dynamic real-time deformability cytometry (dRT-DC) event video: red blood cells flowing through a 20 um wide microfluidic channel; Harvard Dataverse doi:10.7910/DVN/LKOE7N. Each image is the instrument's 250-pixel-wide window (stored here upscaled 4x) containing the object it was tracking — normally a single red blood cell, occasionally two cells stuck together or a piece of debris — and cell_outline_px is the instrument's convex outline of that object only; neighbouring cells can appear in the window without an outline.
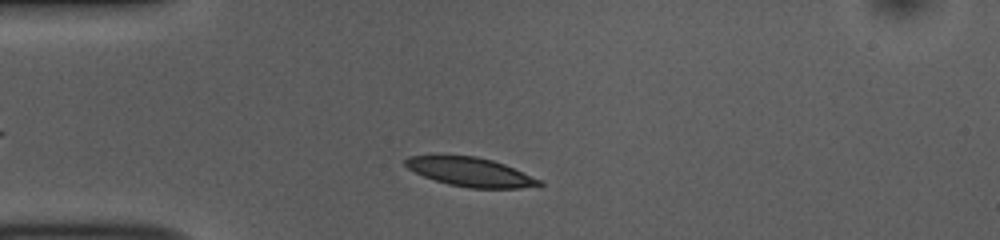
{"species": "common noctule bat (a hibernating species)", "species_latin": "Nyctalus noctula", "temperature_condition": "room temperature", "stored_images_in_passage": 43, "camera_frame_rate_fps": 3000, "um_per_image_px": 0.085, "animal": {"sex": "female", "body_mass_g": 10.0, "forearm_length_mm": 53.1}, "frame": {"image": 1, "passage_image": 4, "time_ms": 1.0, "image_size_px": [1000, 240], "cell_outline_px": [[544, 184], [540, 188], [468, 188], [448, 184], [424, 176], [408, 168], [404, 164], [404, 160], [408, 156], [476, 156], [492, 160], [504, 164], [544, 180]], "centroid_in_image_um": [40.1, 14.64], "position_along_channel_um": 44.9, "area_um2": 22.72}}
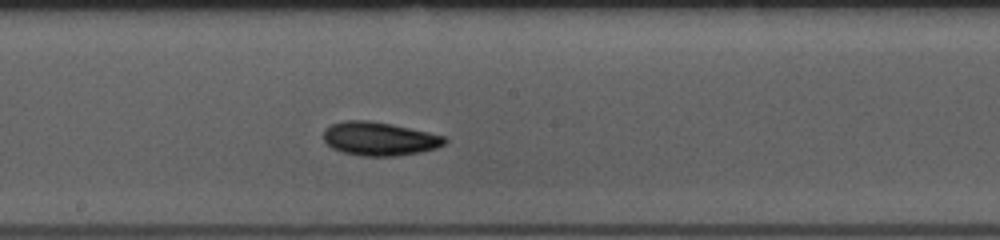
{"frame": {"image": 2, "passage_image": 19, "time_ms": 6.0, "image_size_px": [1000, 240], "cell_outline_px": [[448, 140], [444, 144], [436, 148], [420, 152], [396, 156], [360, 156], [340, 152], [332, 148], [324, 140], [324, 128], [332, 124], [344, 120], [368, 120], [392, 124], [428, 132], [444, 136]], "centroid_in_image_um": [32.22, 11.8], "position_along_channel_um": 216.0, "area_um2": 23.81}}
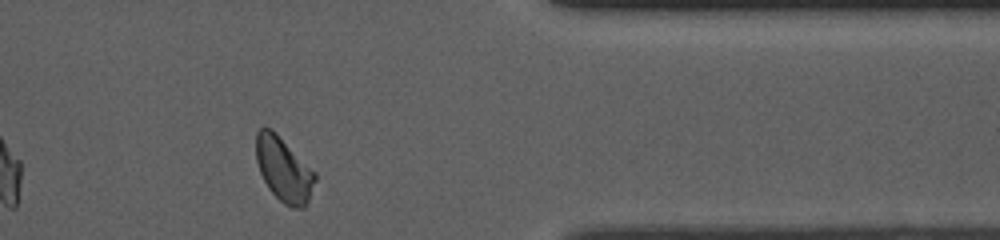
{"frame": {"image": 3, "passage_image": 34, "time_ms": 11.0, "image_size_px": [1000, 240], "cell_outline_px": [[316, 180], [308, 200], [304, 208], [292, 208], [284, 204], [268, 188], [260, 172], [256, 160], [256, 132], [260, 128], [272, 128], [316, 172]], "centroid_in_image_um": [24.12, 14.39], "position_along_channel_um": 387.3, "area_um2": 22.14}, "authors_computed_cell_mechanics": {"area_um2": 22.3686, "velocity_mm_per_s": 3.7729, "shape_relaxation_time_tau1_ms": 3.9309, "shape_relaxation_time_tau2_ms": 4.838, "deformation_change_tau1": 0.126, "deformation_change_tau2": 0.0981}}